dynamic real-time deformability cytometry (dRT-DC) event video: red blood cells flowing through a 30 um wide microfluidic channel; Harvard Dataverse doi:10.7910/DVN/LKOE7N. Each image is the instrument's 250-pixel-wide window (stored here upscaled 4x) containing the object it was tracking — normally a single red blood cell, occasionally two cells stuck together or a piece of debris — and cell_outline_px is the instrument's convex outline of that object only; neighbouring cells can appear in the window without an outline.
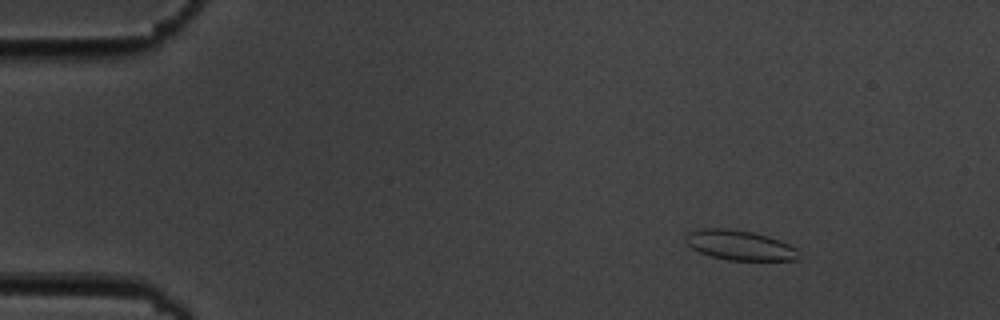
{"species": "common noctule bat (a hibernating species)", "species_latin": "Nyctalus noctula", "temperature_condition": "cold", "stored_images_in_passage": 4, "camera_frame_rate_fps": 3000, "um_per_image_px": 0.085, "animal": {"sex": "male", "body_mass_g": 19.5, "forearm_length_mm": 54.6}, "frame": {"image": 1, "passage_image": 2, "time_ms": 1.333, "image_size_px": [1000, 320], "cell_outline_px": [[800, 256], [796, 260], [728, 260], [712, 256], [700, 252], [692, 248], [684, 240], [684, 236], [688, 232], [704, 228], [728, 228], [752, 232], [768, 236], [780, 240], [796, 248]], "centroid_in_image_um": [62.86, 20.83], "position_along_channel_um": 22.1, "area_um2": 19.65}}